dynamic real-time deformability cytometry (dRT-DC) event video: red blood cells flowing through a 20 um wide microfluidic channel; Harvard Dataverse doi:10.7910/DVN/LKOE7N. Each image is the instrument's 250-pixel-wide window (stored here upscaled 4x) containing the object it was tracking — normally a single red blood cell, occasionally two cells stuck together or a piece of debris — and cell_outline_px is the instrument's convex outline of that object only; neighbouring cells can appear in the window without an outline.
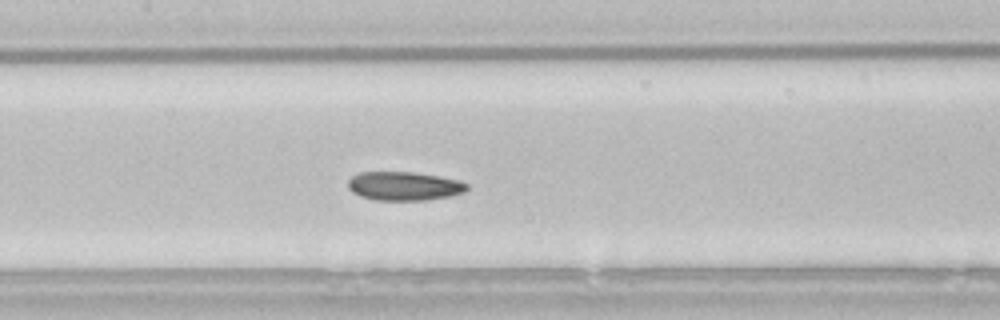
{"species": "common noctule bat (a hibernating species)", "species_latin": "Nyctalus noctula", "temperature_condition": "room temperature", "stored_images_in_passage": 52, "camera_frame_rate_fps": 3000, "um_per_image_px": 0.085, "animal": {"sex": "male", "body_mass_g": 21.5, "forearm_length_mm": 52.0}, "frame": {"image": 1, "passage_image": 23, "time_ms": 7.333, "image_size_px": [1000, 320], "cell_outline_px": [[468, 188], [464, 192], [448, 196], [428, 200], [372, 200], [360, 196], [352, 192], [348, 188], [348, 180], [352, 176], [360, 172], [412, 172], [460, 180], [468, 184]], "centroid_in_image_um": [34.32, 15.82], "position_along_channel_um": 173.1, "area_um2": 19.94}, "authors_computed_cell_mechanics": {"area_um2": 20.4612, "velocity_mm_per_s": 3.7975, "shape_relaxation_time_tau1_ms": 10.173, "shape_relaxation_time_tau2_ms": 4.9056, "deformation_change_tau1": 0.1482, "deformation_change_tau2": 0.0769}}